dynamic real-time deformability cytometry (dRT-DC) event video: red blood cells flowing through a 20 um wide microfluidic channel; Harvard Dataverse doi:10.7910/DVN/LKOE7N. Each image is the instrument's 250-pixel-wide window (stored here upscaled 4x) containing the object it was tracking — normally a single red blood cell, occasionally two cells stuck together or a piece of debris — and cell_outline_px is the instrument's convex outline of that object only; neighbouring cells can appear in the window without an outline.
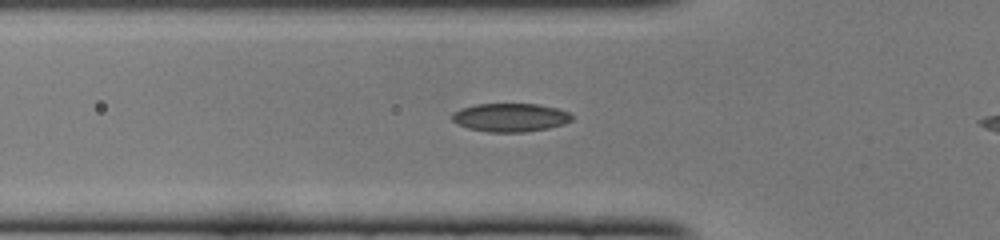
{"species": "common noctule bat (a hibernating species)", "species_latin": "Nyctalus noctula", "temperature_condition": "cold", "stored_images_in_passage": 36, "camera_frame_rate_fps": 3000, "um_per_image_px": 0.085, "animal": {"sex": "female", "body_mass_g": 22.0, "forearm_length_mm": 56.7}, "frame": {"image": 1, "passage_image": 12, "time_ms": 3.667, "image_size_px": [1000, 240], "cell_outline_px": [[572, 120], [564, 124], [548, 128], [524, 132], [488, 132], [468, 128], [456, 124], [452, 120], [452, 112], [460, 108], [476, 104], [536, 104], [556, 108], [568, 112], [572, 116]], "centroid_in_image_um": [43.34, 9.99], "position_along_channel_um": 82.5, "area_um2": 19.88}}
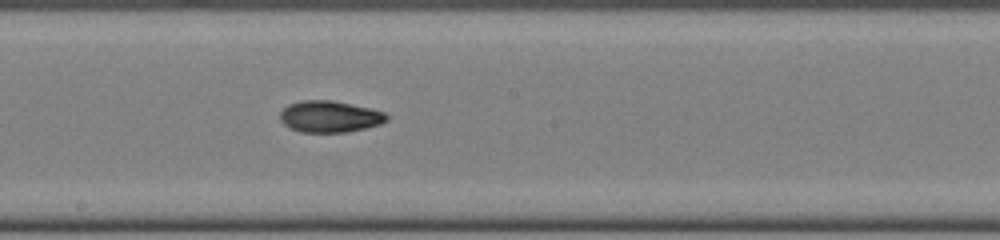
{"frame": {"image": 2, "passage_image": 22, "time_ms": 7.0, "image_size_px": [1000, 240], "cell_outline_px": [[388, 120], [380, 124], [364, 128], [344, 132], [300, 132], [284, 124], [280, 120], [280, 112], [288, 104], [300, 100], [332, 100], [352, 104], [384, 112], [388, 116]], "centroid_in_image_um": [28.0, 9.9], "position_along_channel_um": 220.2, "area_um2": 19.48}}
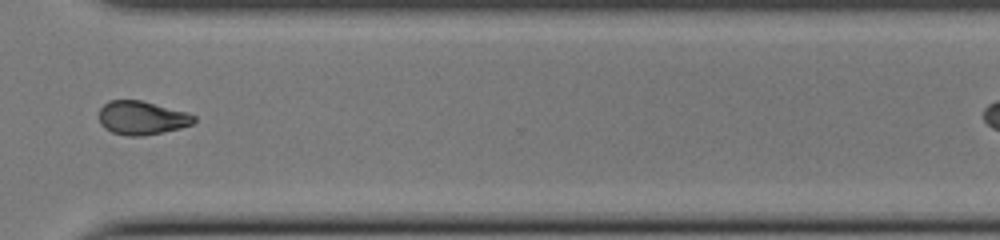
{"frame": {"image": 3, "passage_image": 32, "time_ms": 10.333, "image_size_px": [1000, 240], "cell_outline_px": [[196, 120], [192, 124], [180, 128], [140, 136], [128, 136], [112, 132], [104, 128], [100, 124], [100, 108], [108, 100], [140, 100], [188, 112], [196, 116]], "centroid_in_image_um": [12.06, 10.01], "position_along_channel_um": 358.5, "area_um2": 18.55}}